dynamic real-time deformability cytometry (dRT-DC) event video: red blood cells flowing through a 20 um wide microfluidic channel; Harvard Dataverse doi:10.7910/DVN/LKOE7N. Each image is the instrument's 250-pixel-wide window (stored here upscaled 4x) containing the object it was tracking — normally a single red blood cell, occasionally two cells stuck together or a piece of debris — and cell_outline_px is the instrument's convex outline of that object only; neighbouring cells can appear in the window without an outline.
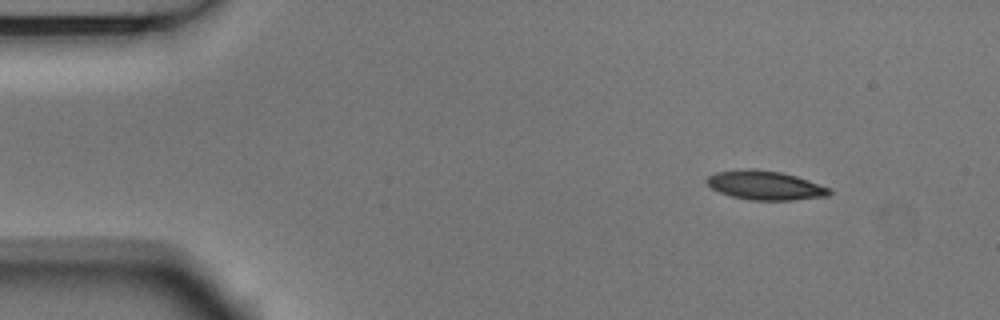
{"species": "Egyptian fruit bat (a non-hibernating species)", "species_latin": "Rousettus aegyptiacus", "temperature_condition": "room temperature", "stored_images_in_passage": 5, "camera_frame_rate_fps": 3000, "um_per_image_px": 0.085, "animal": {"sex": "male"}, "frame": {"image": 1, "passage_image": 1, "time_ms": 0.0, "image_size_px": [1000, 320], "cell_outline_px": [[832, 192], [828, 196], [792, 200], [748, 200], [732, 196], [720, 192], [712, 188], [704, 180], [708, 176], [716, 172], [780, 172], [796, 176], [832, 188]], "centroid_in_image_um": [65.12, 15.81], "position_along_channel_um": 19.9, "area_um2": 19.83}}
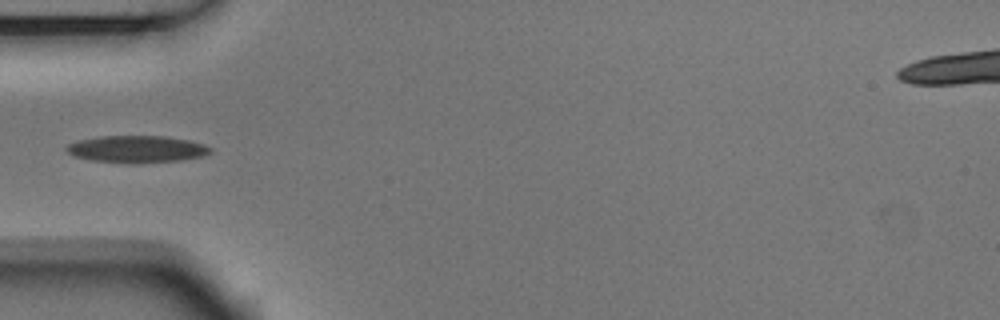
{"frame": {"image": 2, "passage_image": 4, "time_ms": 1.0, "image_size_px": [1000, 320], "cell_outline_px": [[212, 152], [204, 156], [180, 160], [92, 160], [76, 156], [68, 152], [64, 148], [68, 144], [76, 140], [100, 136], [164, 136], [188, 140], [204, 144], [212, 148]], "centroid_in_image_um": [11.65, 12.61], "position_along_channel_um": 73.4, "area_um2": 21.5}}
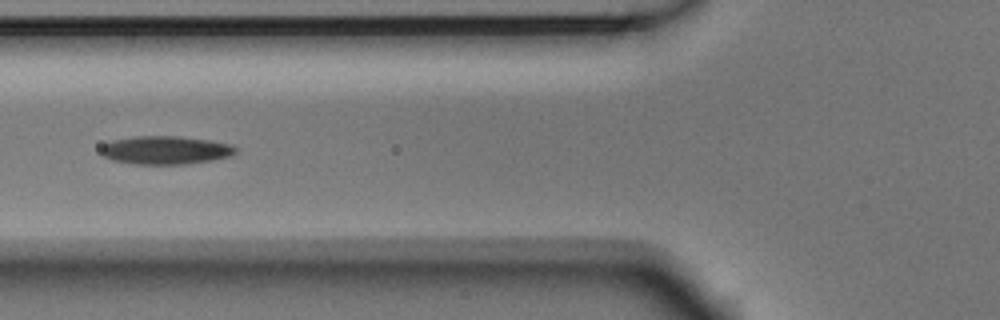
{"frame": {"image": 3, "passage_image": 5, "time_ms": 1.333, "image_size_px": [1000, 320], "cell_outline_px": [[236, 152], [228, 156], [208, 160], [184, 164], [132, 164], [112, 160], [104, 156], [100, 152], [100, 148], [104, 144], [112, 140], [136, 136], [176, 136], [208, 140], [228, 144], [236, 148]], "centroid_in_image_um": [13.98, 12.76], "position_along_channel_um": 111.8, "area_um2": 21.91}}